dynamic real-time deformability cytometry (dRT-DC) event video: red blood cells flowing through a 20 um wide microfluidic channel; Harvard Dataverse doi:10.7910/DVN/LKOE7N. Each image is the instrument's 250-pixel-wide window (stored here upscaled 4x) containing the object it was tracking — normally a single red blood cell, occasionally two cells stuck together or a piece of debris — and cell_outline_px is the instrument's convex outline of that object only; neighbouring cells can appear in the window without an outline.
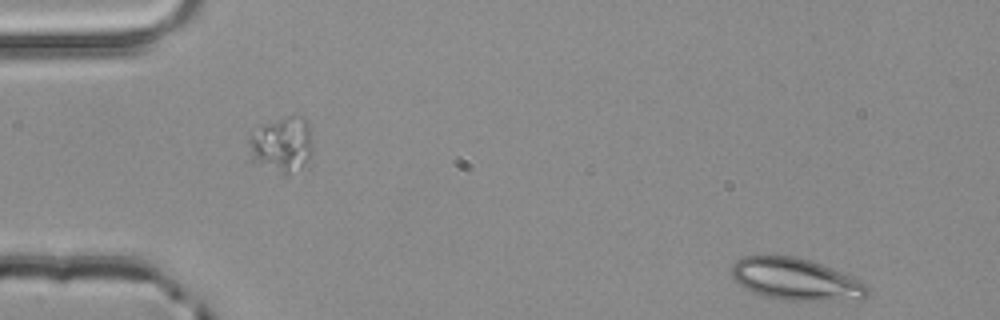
{"species": "common noctule bat (a hibernating species)", "species_latin": "Nyctalus noctula", "temperature_condition": "room temperature", "stored_images_in_passage": 4, "segment_of_instrument_passage": [2, 2], "camera_frame_rate_fps": 3000, "um_per_image_px": 0.085, "animal": {"sex": "male", "body_mass_g": 20.4}, "frame": {"image": 1, "passage_image": 4, "time_ms": 1.0, "image_size_px": [1000, 320], "cell_outline_px": [[868, 296], [864, 300], [784, 300], [764, 296], [752, 292], [744, 288], [732, 276], [732, 264], [736, 260], [744, 256], [796, 256], [812, 260], [860, 280], [868, 284]], "centroid_in_image_um": [67.68, 23.74], "position_along_channel_um": 17.3, "area_um2": 33.35}}